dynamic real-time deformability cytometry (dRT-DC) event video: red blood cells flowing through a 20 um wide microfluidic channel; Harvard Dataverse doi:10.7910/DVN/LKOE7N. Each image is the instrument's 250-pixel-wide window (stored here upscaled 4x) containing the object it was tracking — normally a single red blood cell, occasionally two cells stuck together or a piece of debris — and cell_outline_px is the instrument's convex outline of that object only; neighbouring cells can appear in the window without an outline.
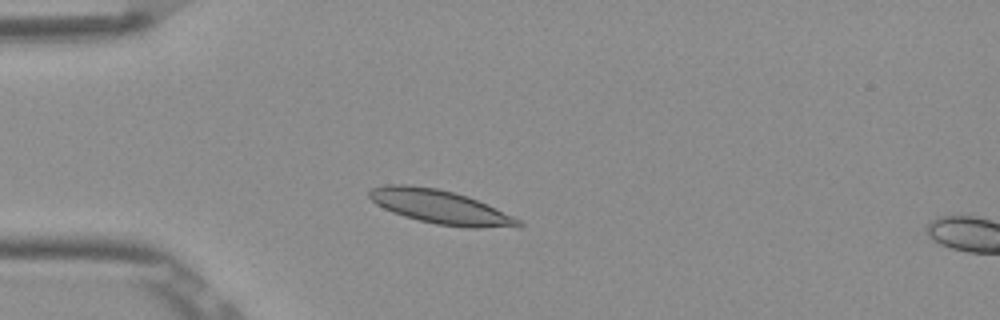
{"species": "Egyptian fruit bat (a non-hibernating species)", "species_latin": "Rousettus aegyptiacus", "temperature_condition": "room temperature", "stored_images_in_passage": 4, "camera_frame_rate_fps": 3000, "um_per_image_px": 0.085, "frame": {"image": 1, "passage_image": 3, "time_ms": 0.667, "image_size_px": [1000, 320], "cell_outline_px": [[524, 224], [520, 228], [468, 228], [436, 224], [404, 216], [392, 212], [376, 204], [368, 196], [368, 192], [372, 188], [384, 184], [408, 184], [436, 188], [468, 196], [488, 204], [520, 220]], "centroid_in_image_um": [37.46, 17.6], "position_along_channel_um": 47.5, "area_um2": 29.59}}